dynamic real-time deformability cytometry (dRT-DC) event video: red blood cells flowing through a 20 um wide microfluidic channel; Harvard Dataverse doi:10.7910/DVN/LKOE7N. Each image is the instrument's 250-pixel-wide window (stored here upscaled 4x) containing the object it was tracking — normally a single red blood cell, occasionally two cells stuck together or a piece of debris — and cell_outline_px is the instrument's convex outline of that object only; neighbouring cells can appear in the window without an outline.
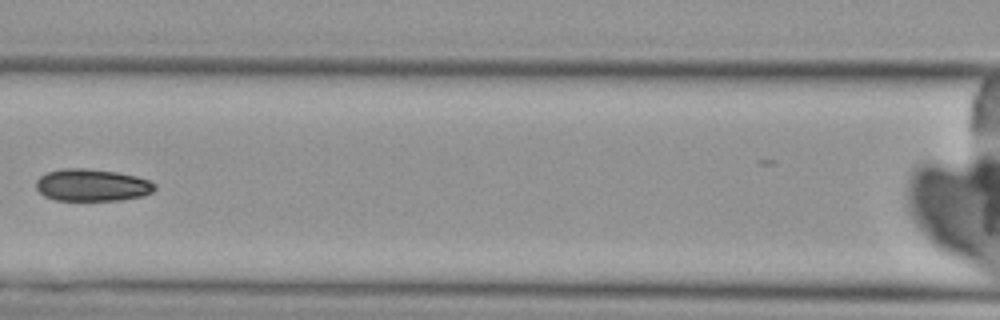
{"species": "Egyptian fruit bat (a non-hibernating species)", "species_latin": "Rousettus aegyptiacus", "temperature_condition": "cold", "stored_images_in_passage": 5, "camera_frame_rate_fps": 3000, "um_per_image_px": 0.085, "animal": {"sex": "female"}, "frame": {"image": 1, "passage_image": 4, "time_ms": 3.333, "image_size_px": [1000, 320], "cell_outline_px": [[156, 188], [152, 192], [144, 196], [120, 200], [56, 200], [44, 196], [36, 188], [36, 180], [40, 176], [48, 172], [64, 168], [84, 168], [116, 172], [136, 176], [148, 180], [156, 184]], "centroid_in_image_um": [7.83, 15.74], "position_along_channel_um": 158.8, "area_um2": 22.25}}